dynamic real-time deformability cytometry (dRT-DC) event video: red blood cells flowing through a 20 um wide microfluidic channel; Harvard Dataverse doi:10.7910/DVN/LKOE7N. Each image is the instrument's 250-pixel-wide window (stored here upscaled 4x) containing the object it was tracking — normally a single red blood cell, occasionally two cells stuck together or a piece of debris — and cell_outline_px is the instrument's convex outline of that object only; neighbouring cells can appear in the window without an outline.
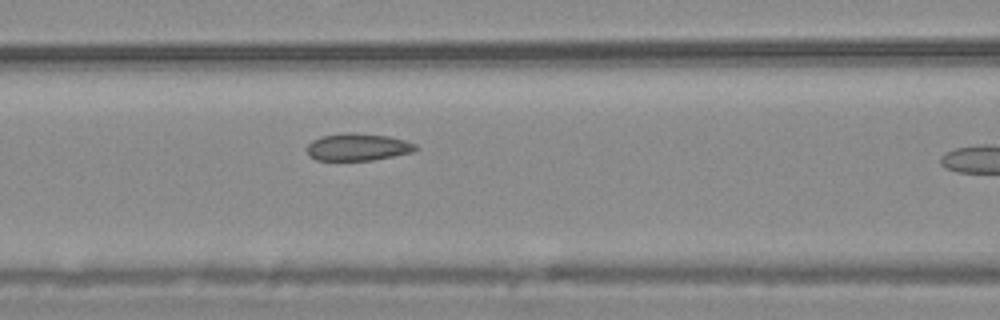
{"species": "common noctule bat (a hibernating species)", "species_latin": "Nyctalus noctula", "temperature_condition": "warm", "stored_images_in_passage": 15, "camera_frame_rate_fps": 3000, "um_per_image_px": 0.085, "animal": {"sex": "male", "body_mass_g": 20.4}, "frame": {"image": 1, "passage_image": 7, "time_ms": 2.0, "image_size_px": [1000, 320], "cell_outline_px": [[420, 148], [412, 152], [372, 160], [316, 160], [308, 156], [308, 144], [312, 140], [320, 136], [348, 132], [356, 132], [388, 136], [404, 140], [416, 144]], "centroid_in_image_um": [30.41, 12.49], "position_along_channel_um": 136.2, "area_um2": 17.34}}
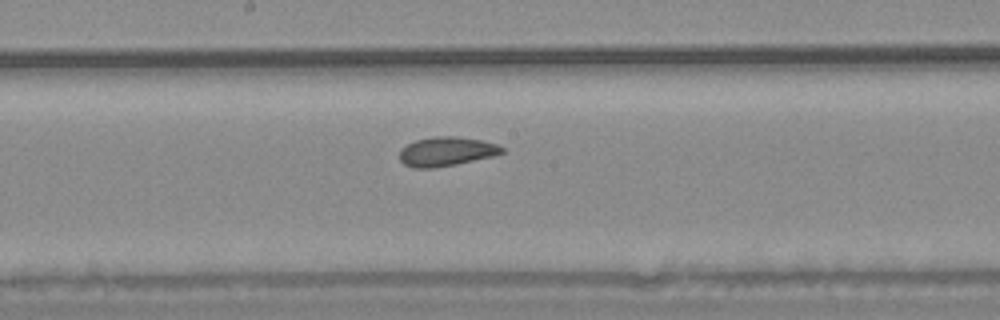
{"frame": {"image": 2, "passage_image": 13, "time_ms": 4.0, "image_size_px": [1000, 320], "cell_outline_px": [[504, 152], [492, 156], [456, 164], [436, 168], [412, 168], [404, 164], [400, 160], [400, 148], [416, 140], [436, 136], [456, 136], [480, 140], [496, 144], [504, 148]], "centroid_in_image_um": [37.91, 12.88], "position_along_channel_um": 210.3, "area_um2": 17.34}}